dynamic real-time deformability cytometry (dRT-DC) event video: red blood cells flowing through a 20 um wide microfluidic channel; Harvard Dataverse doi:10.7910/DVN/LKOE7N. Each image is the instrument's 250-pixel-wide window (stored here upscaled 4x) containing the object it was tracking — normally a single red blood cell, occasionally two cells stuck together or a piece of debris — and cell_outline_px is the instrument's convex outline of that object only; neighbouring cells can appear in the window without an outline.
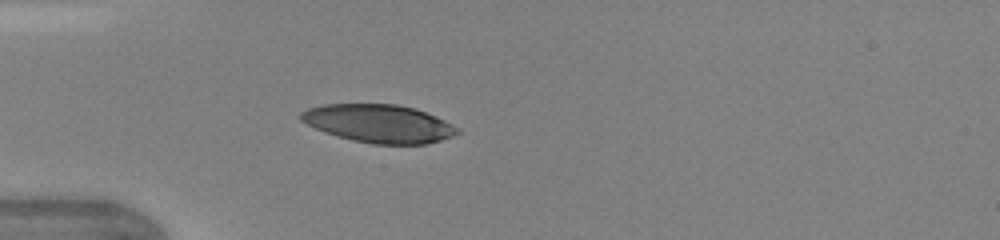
{"species": "human", "species_latin": "Homo sapiens", "temperature_condition": "warm", "stored_images_in_passage": 35, "camera_frame_rate_fps": 3000, "um_per_image_px": 0.085, "donor": {"sex": "female"}, "frame": {"image": 1, "passage_image": 6, "time_ms": 1.667, "image_size_px": [1000, 240], "cell_outline_px": [[460, 132], [452, 136], [440, 140], [424, 144], [372, 144], [352, 140], [324, 132], [300, 120], [300, 112], [308, 108], [324, 104], [396, 104], [416, 108], [444, 120], [460, 128]], "centroid_in_image_um": [32.21, 10.5], "position_along_channel_um": 52.8, "area_um2": 34.68}}
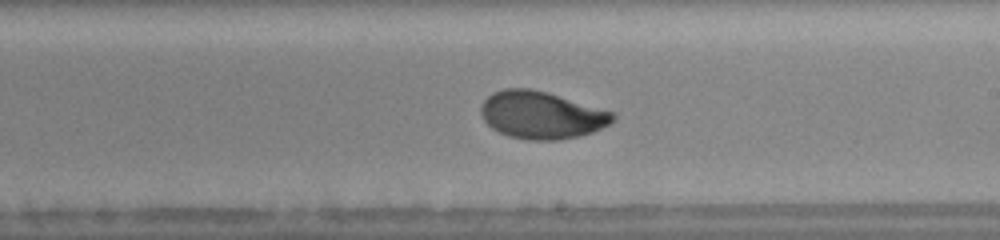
{"frame": {"image": 2, "passage_image": 20, "time_ms": 6.333, "image_size_px": [1000, 240], "cell_outline_px": [[616, 120], [592, 132], [580, 136], [560, 140], [528, 140], [508, 136], [492, 128], [484, 120], [480, 112], [480, 108], [484, 100], [492, 92], [504, 88], [532, 88], [548, 92], [616, 112]], "centroid_in_image_um": [46.05, 9.77], "position_along_channel_um": 243.0, "area_um2": 36.82}, "authors_computed_cell_mechanics": {"area_um2": 36.1828, "velocity_mm_per_s": 4.3463, "shape_relaxation_time_tau1_ms": 2.9678, "shape_relaxation_time_tau2_ms": 0.8028, "deformation_change_tau1": 0.1697, "deformation_change_tau2": 0.0477}}